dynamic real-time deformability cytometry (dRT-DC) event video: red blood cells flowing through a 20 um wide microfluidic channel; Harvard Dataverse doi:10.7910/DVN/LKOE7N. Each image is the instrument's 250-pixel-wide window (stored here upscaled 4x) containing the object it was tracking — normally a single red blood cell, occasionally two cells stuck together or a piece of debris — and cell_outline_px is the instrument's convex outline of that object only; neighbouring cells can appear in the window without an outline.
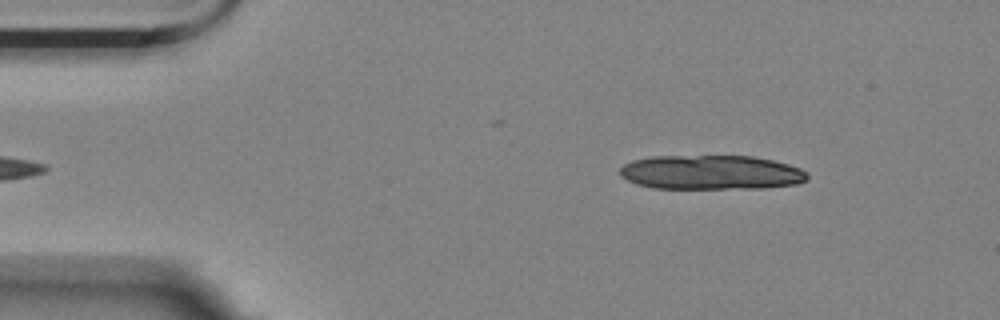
{"species": "Egyptian fruit bat (a non-hibernating species)", "species_latin": "Rousettus aegyptiacus", "temperature_condition": "room temperature", "stored_images_in_passage": 5, "segment_of_instrument_passage": [2, 2], "camera_frame_rate_fps": 3000, "um_per_image_px": 0.085, "animal": {"sex": "female"}, "frame": {"image": 1, "passage_image": 5, "time_ms": 4.667, "image_size_px": [1000, 320], "cell_outline_px": [[808, 180], [796, 184], [764, 188], [652, 188], [636, 184], [620, 176], [620, 168], [624, 164], [632, 160], [652, 156], [752, 156], [772, 160], [788, 164], [800, 168], [808, 172]], "centroid_in_image_um": [60.45, 14.65], "position_along_channel_um": 24.6, "area_um2": 37.74}}